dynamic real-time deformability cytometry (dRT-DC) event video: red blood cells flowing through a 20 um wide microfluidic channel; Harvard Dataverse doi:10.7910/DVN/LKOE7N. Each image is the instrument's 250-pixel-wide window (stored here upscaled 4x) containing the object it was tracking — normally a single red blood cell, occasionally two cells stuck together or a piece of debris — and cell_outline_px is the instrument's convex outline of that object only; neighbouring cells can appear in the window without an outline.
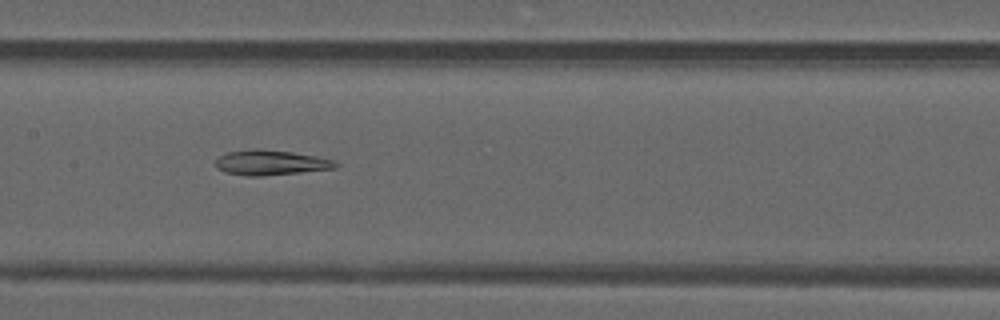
{"species": "common noctule bat (a hibernating species)", "species_latin": "Nyctalus noctula", "temperature_condition": "warm", "stored_images_in_passage": 43, "camera_frame_rate_fps": 3000, "um_per_image_px": 0.085, "animal": {"sex": "male", "forearm_length_mm": 52.5}, "frame": {"image": 1, "passage_image": 18, "time_ms": 5.667, "image_size_px": [1000, 320], "cell_outline_px": [[340, 164], [336, 168], [300, 172], [260, 176], [244, 176], [224, 172], [216, 168], [216, 160], [220, 156], [228, 152], [256, 148], [292, 152], [316, 156], [336, 160]], "centroid_in_image_um": [23.02, 13.82], "position_along_channel_um": 184.4, "area_um2": 17.57}}
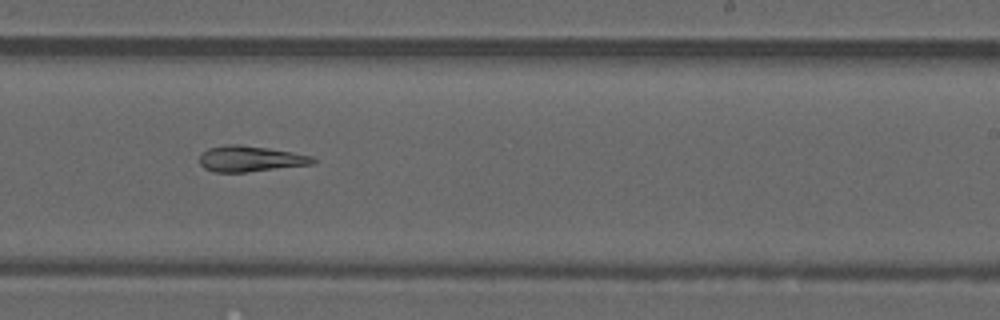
{"frame": {"image": 2, "passage_image": 24, "time_ms": 7.667, "image_size_px": [1000, 320], "cell_outline_px": [[316, 160], [312, 164], [244, 172], [212, 172], [204, 168], [200, 164], [200, 156], [208, 148], [224, 144], [240, 144], [268, 148], [292, 152], [312, 156]], "centroid_in_image_um": [21.24, 13.49], "position_along_channel_um": 267.8, "area_um2": 16.94}}
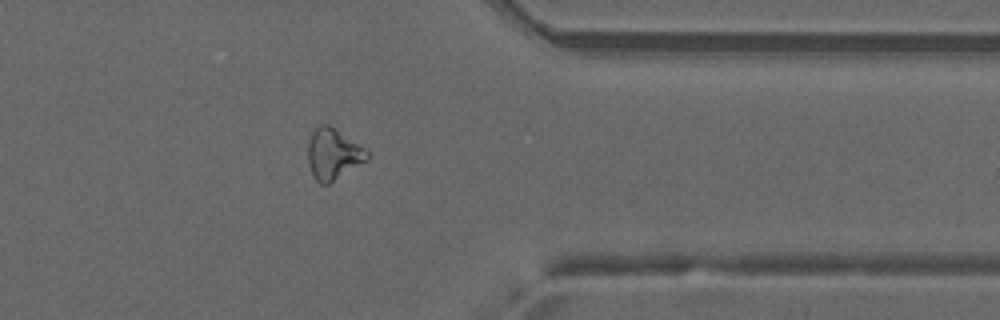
{"frame": {"image": 3, "passage_image": 33, "time_ms": 10.667, "image_size_px": [1000, 320], "cell_outline_px": [[368, 156], [364, 160], [328, 184], [320, 184], [316, 180], [308, 164], [308, 144], [312, 132], [320, 124], [328, 124], [364, 148], [368, 152]], "centroid_in_image_um": [28.26, 13.08], "position_along_channel_um": 383.1, "area_um2": 16.88}, "authors_computed_cell_mechanics": {"area_um2": 17.7446, "velocity_mm_per_s": 4.1936, "shape_relaxation_time_tau1_ms": null, "shape_relaxation_time_tau2_ms": 5.7751, "deformation_change_tau1": null, "deformation_change_tau2": 0.1707}}